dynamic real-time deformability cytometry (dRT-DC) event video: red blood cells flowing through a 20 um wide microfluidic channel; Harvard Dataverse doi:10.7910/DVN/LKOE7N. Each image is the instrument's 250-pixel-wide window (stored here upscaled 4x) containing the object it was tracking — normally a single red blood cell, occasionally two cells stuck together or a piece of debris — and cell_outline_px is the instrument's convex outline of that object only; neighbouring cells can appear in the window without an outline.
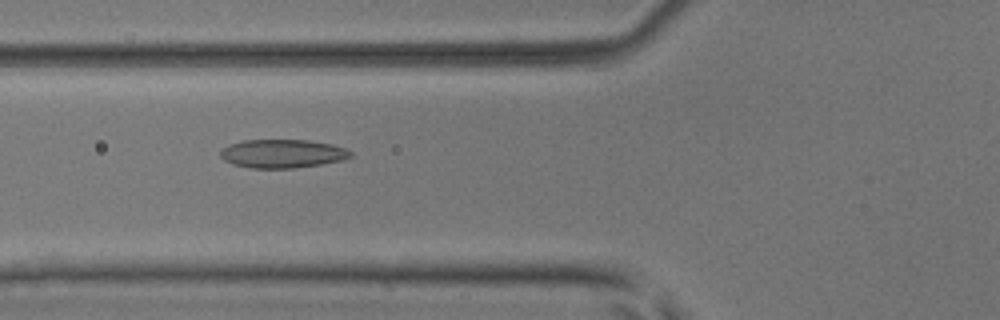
{"species": "common noctule bat (a hibernating species)", "species_latin": "Nyctalus noctula", "temperature_condition": "room temperature", "stored_images_in_passage": 43, "camera_frame_rate_fps": 3000, "um_per_image_px": 0.085, "animal": {"sex": "male", "body_mass_g": 17.9, "forearm_length_mm": 54.2}, "frame": {"image": 1, "passage_image": 10, "time_ms": 3.0, "image_size_px": [1000, 320], "cell_outline_px": [[352, 156], [340, 160], [320, 164], [292, 168], [252, 168], [232, 164], [224, 160], [220, 156], [220, 152], [228, 144], [244, 140], [308, 140], [332, 144], [344, 148], [352, 152]], "centroid_in_image_um": [23.98, 13.05], "position_along_channel_um": 101.8, "area_um2": 21.5}}
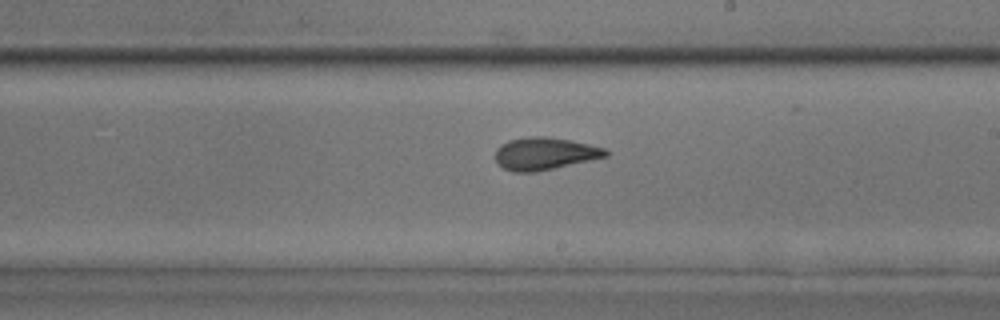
{"frame": {"image": 2, "passage_image": 21, "time_ms": 6.667, "image_size_px": [1000, 320], "cell_outline_px": [[608, 156], [536, 172], [512, 172], [504, 168], [496, 160], [496, 148], [500, 144], [508, 140], [528, 136], [548, 136], [588, 144], [604, 148], [608, 152]], "centroid_in_image_um": [46.26, 13.05], "position_along_channel_um": 242.7, "area_um2": 20.75}}
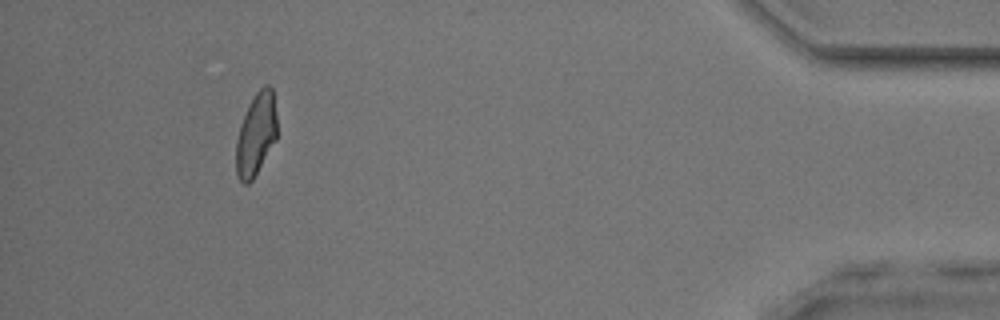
{"frame": {"image": 3, "passage_image": 39, "time_ms": 12.667, "image_size_px": [1000, 320], "cell_outline_px": [[276, 140], [252, 180], [248, 184], [244, 184], [240, 180], [236, 172], [236, 140], [240, 124], [256, 92], [264, 84], [268, 84], [272, 88], [276, 116]], "centroid_in_image_um": [21.76, 11.42], "position_along_channel_um": 413.4, "area_um2": 19.42}, "authors_computed_cell_mechanics": {"area_um2": 20.5768, "velocity_mm_per_s": 3.8538, "shape_relaxation_time_tau1_ms": null, "shape_relaxation_time_tau2_ms": 1.4858, "deformation_change_tau1": null, "deformation_change_tau2": 0.086}}